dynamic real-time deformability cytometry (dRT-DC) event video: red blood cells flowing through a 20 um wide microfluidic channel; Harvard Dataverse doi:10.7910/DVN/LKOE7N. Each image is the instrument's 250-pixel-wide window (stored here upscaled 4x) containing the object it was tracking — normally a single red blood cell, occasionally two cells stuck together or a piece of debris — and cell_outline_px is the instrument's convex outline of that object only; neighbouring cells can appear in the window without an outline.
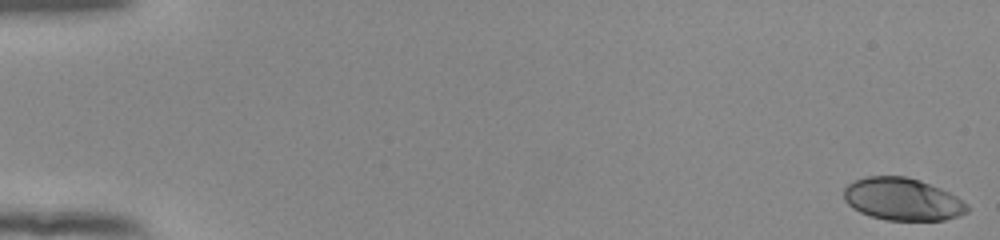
{"species": "human", "species_latin": "Homo sapiens", "temperature_condition": "room temperature", "stored_images_in_passage": 54, "camera_frame_rate_fps": 3000, "um_per_image_px": 0.085, "donor": {"sex": "female"}, "frame": {"image": 1, "passage_image": 1, "time_ms": 0.0, "image_size_px": [1000, 240], "cell_outline_px": [[968, 212], [960, 216], [944, 220], [888, 220], [872, 216], [860, 212], [852, 208], [844, 200], [844, 188], [848, 184], [856, 180], [868, 176], [904, 176], [920, 180], [940, 188], [956, 196], [968, 204]], "centroid_in_image_um": [76.72, 16.94], "position_along_channel_um": 8.3, "area_um2": 30.46}}
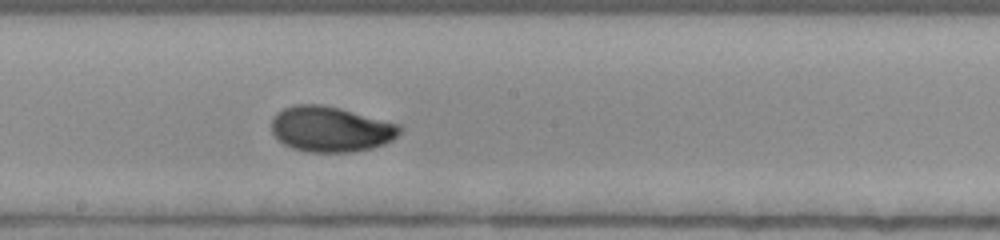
{"frame": {"image": 2, "passage_image": 31, "time_ms": 10.0, "image_size_px": [1000, 240], "cell_outline_px": [[404, 128], [392, 140], [384, 144], [372, 148], [352, 152], [308, 152], [292, 148], [284, 144], [272, 132], [272, 116], [276, 112], [284, 108], [296, 104], [320, 104], [340, 108], [400, 124]], "centroid_in_image_um": [28.12, 10.97], "position_along_channel_um": 220.1, "area_um2": 34.1}}
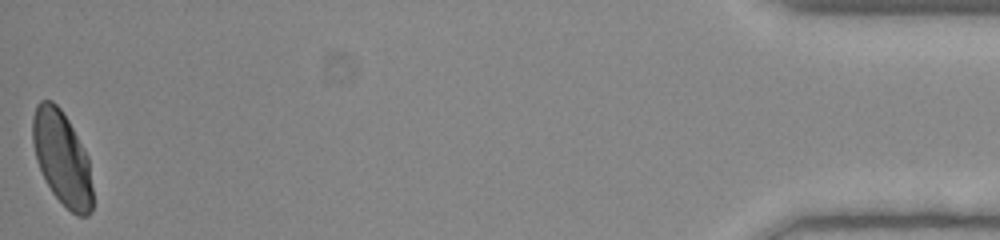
{"frame": {"image": 3, "passage_image": 54, "time_ms": 17.667, "image_size_px": [1000, 240], "cell_outline_px": [[92, 212], [88, 216], [76, 216], [52, 192], [36, 160], [32, 140], [32, 116], [36, 104], [40, 100], [52, 100], [60, 108], [68, 120], [84, 148], [88, 156], [92, 188]], "centroid_in_image_um": [5.27, 13.42], "position_along_channel_um": 429.9, "area_um2": 32.71}, "authors_computed_cell_mechanics": {"area_um2": 32.8304, "velocity_mm_per_s": 3.8827, "shape_relaxation_time_tau1_ms": 3.1232, "shape_relaxation_time_tau2_ms": 1.0028, "deformation_change_tau1": 0.146, "deformation_change_tau2": 0.041}}